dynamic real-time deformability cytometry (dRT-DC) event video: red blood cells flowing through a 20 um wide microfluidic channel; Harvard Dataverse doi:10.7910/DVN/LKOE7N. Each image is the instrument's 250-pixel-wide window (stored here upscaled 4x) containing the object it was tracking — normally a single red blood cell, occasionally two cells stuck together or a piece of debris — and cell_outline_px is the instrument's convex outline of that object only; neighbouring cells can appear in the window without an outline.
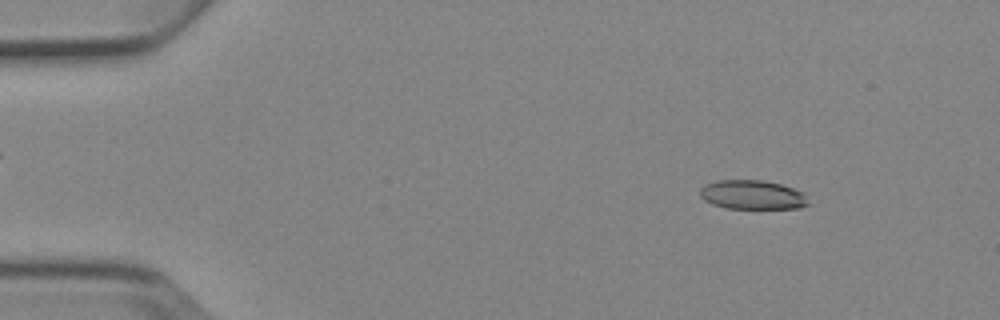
{"species": "Egyptian fruit bat (a non-hibernating species)", "species_latin": "Rousettus aegyptiacus", "temperature_condition": "cold", "stored_images_in_passage": 5, "camera_frame_rate_fps": 3000, "um_per_image_px": 0.085, "animal": {"sex": "female"}, "frame": {"image": 1, "passage_image": 1, "time_ms": 0.0, "image_size_px": [1000, 320], "cell_outline_px": [[812, 204], [800, 208], [724, 208], [712, 204], [704, 200], [700, 196], [700, 188], [704, 184], [716, 180], [760, 180], [780, 184], [804, 192]], "centroid_in_image_um": [63.97, 16.56], "position_along_channel_um": 21.0, "area_um2": 18.61}}
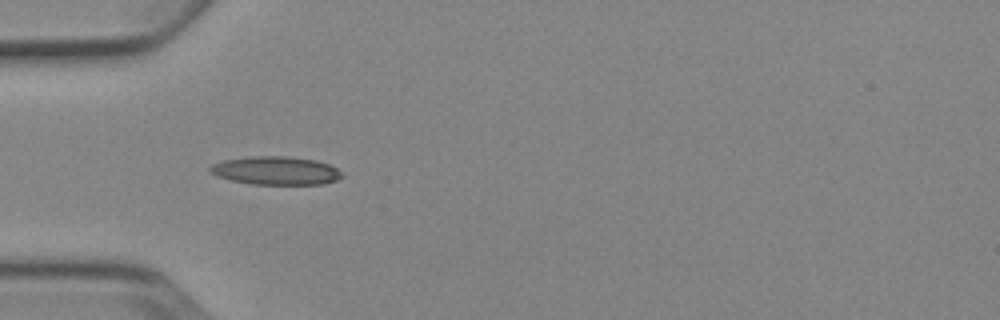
{"frame": {"image": 2, "passage_image": 4, "time_ms": 3.333, "image_size_px": [1000, 320], "cell_outline_px": [[344, 176], [336, 180], [324, 184], [252, 184], [232, 180], [216, 176], [208, 172], [208, 168], [212, 164], [224, 160], [252, 156], [288, 156], [316, 160], [328, 164], [336, 168]], "centroid_in_image_um": [23.42, 14.5], "position_along_channel_um": 61.6, "area_um2": 21.79}}
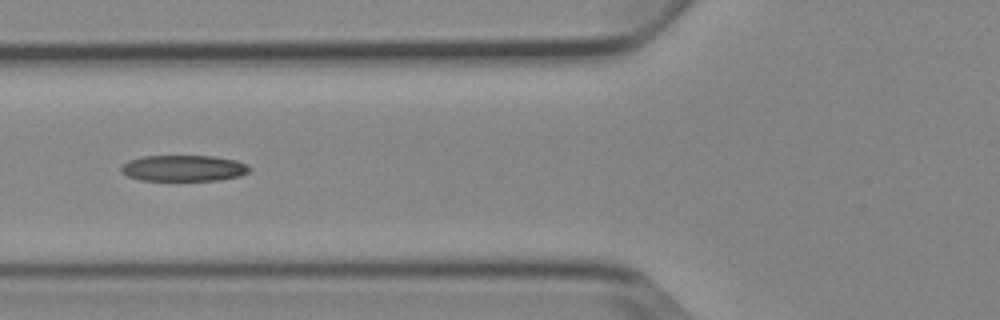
{"frame": {"image": 3, "passage_image": 5, "time_ms": 4.667, "image_size_px": [1000, 320], "cell_outline_px": [[252, 168], [248, 172], [240, 176], [220, 180], [140, 180], [128, 176], [120, 172], [120, 168], [128, 160], [144, 156], [212, 156], [236, 160], [248, 164]], "centroid_in_image_um": [15.62, 14.29], "position_along_channel_um": 110.2, "area_um2": 19.59}}